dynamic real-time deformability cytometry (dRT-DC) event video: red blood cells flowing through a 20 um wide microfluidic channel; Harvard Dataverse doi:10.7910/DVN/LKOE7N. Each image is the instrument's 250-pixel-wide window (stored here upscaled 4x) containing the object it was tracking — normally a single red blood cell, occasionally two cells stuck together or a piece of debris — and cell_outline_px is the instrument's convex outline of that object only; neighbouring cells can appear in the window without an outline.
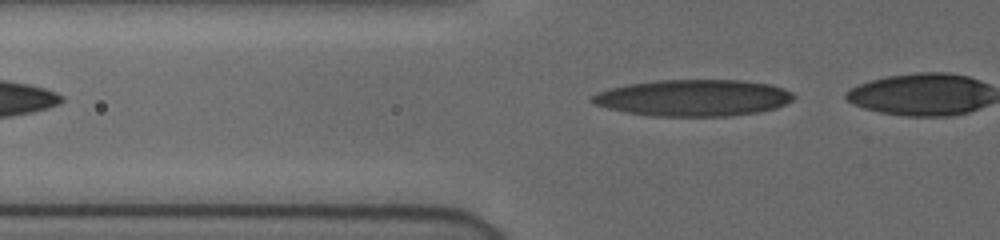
{"species": "human", "species_latin": "Homo sapiens", "temperature_condition": "cold", "stored_images_in_passage": 11, "camera_frame_rate_fps": 3000, "um_per_image_px": 0.085, "donor": {"sex": "female"}, "frame": {"image": 1, "passage_image": 4, "time_ms": 1.0, "image_size_px": [1000, 240], "cell_outline_px": [[796, 96], [792, 100], [776, 108], [760, 112], [728, 116], [652, 116], [624, 112], [608, 108], [596, 104], [588, 100], [596, 92], [608, 88], [628, 84], [656, 80], [740, 80], [772, 84], [784, 88], [792, 92]], "centroid_in_image_um": [58.94, 8.31], "position_along_channel_um": 66.9, "area_um2": 43.23}}
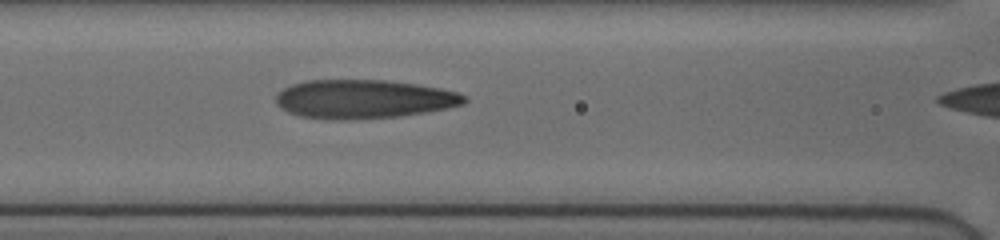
{"frame": {"image": 2, "passage_image": 10, "time_ms": 3.0, "image_size_px": [1000, 240], "cell_outline_px": [[468, 100], [464, 104], [448, 108], [424, 112], [396, 116], [344, 120], [332, 120], [300, 116], [288, 112], [280, 108], [276, 104], [276, 96], [284, 88], [292, 84], [304, 80], [384, 80], [416, 84], [440, 88], [456, 92], [468, 96]], "centroid_in_image_um": [30.9, 8.42], "position_along_channel_um": 135.7, "area_um2": 42.6}}